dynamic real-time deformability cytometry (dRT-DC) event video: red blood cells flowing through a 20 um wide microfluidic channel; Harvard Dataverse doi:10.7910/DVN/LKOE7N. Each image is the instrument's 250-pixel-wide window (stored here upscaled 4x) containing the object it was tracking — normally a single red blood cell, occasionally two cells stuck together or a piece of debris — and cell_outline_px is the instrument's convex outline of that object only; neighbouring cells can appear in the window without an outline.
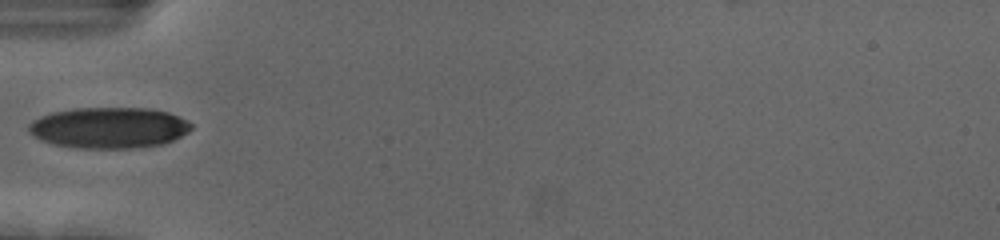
{"species": "human", "species_latin": "Homo sapiens", "temperature_condition": "cold", "stored_images_in_passage": 23, "camera_frame_rate_fps": 3000, "um_per_image_px": 0.085, "donor": {"sex": "female"}, "frame": {"image": 1, "passage_image": 1, "time_ms": 0.0, "image_size_px": [1000, 240], "cell_outline_px": [[192, 128], [188, 132], [172, 140], [160, 144], [132, 148], [76, 148], [52, 144], [40, 140], [28, 132], [28, 124], [32, 120], [40, 116], [52, 112], [72, 108], [148, 108], [168, 112], [180, 116], [188, 120], [192, 124]], "centroid_in_image_um": [9.23, 10.85], "position_along_channel_um": 75.8, "area_um2": 39.07}}
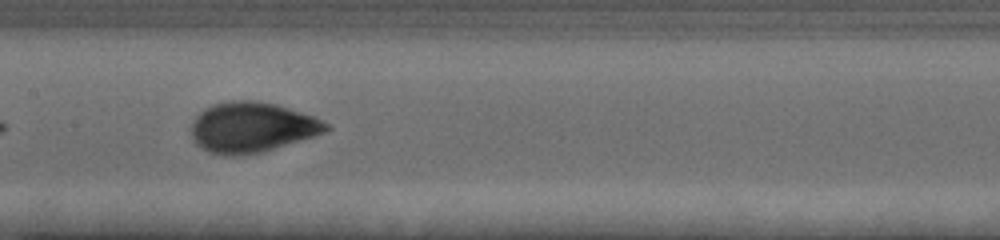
{"frame": {"image": 2, "passage_image": 10, "time_ms": 3.0, "image_size_px": [1000, 240], "cell_outline_px": [[332, 128], [324, 132], [312, 136], [260, 152], [240, 156], [224, 156], [208, 152], [196, 144], [192, 140], [192, 124], [196, 116], [204, 108], [212, 104], [232, 100], [252, 100], [276, 104], [312, 116], [328, 124]], "centroid_in_image_um": [21.35, 10.82], "position_along_channel_um": 186.1, "area_um2": 39.19}}
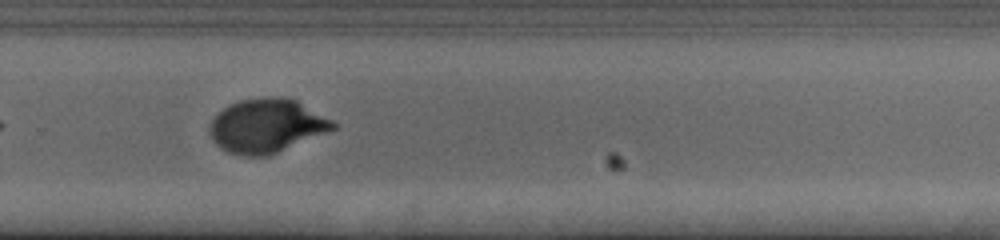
{"frame": {"image": 3, "passage_image": 20, "time_ms": 6.333, "image_size_px": [1000, 240], "cell_outline_px": [[336, 128], [268, 156], [240, 156], [228, 152], [220, 148], [212, 140], [208, 132], [208, 128], [212, 120], [224, 108], [240, 100], [280, 96], [296, 100], [332, 120], [336, 124]], "centroid_in_image_um": [22.63, 10.71], "position_along_channel_um": 307.2, "area_um2": 38.32}}